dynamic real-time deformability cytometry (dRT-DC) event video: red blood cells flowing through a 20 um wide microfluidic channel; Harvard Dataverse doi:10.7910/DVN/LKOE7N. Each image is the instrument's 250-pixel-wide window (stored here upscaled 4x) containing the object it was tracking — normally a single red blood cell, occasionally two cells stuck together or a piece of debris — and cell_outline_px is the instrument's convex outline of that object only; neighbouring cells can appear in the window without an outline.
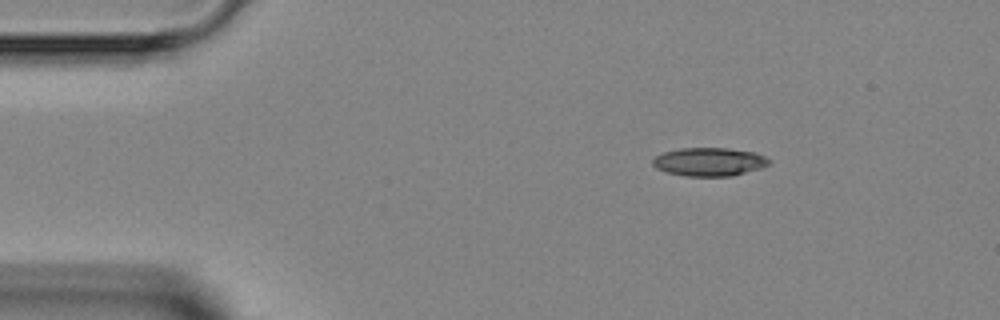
{"species": "Egyptian fruit bat (a non-hibernating species)", "species_latin": "Rousettus aegyptiacus", "temperature_condition": "room temperature", "stored_images_in_passage": 6, "camera_frame_rate_fps": 3000, "um_per_image_px": 0.085, "animal": {"sex": "female"}, "frame": {"image": 1, "passage_image": 1, "time_ms": 0.0, "image_size_px": [1000, 320], "cell_outline_px": [[772, 164], [760, 168], [732, 176], [684, 176], [668, 172], [656, 168], [652, 164], [652, 160], [656, 156], [664, 152], [680, 148], [728, 148], [756, 152], [772, 160]], "centroid_in_image_um": [60.32, 13.75], "position_along_channel_um": 24.7, "area_um2": 19.36}}
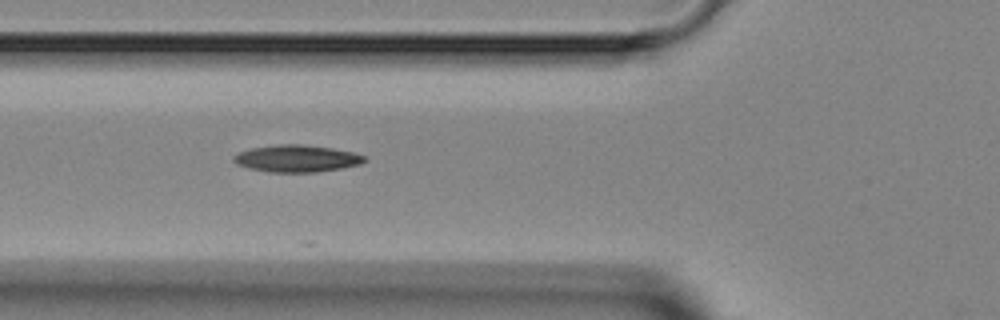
{"frame": {"image": 2, "passage_image": 4, "time_ms": 3.333, "image_size_px": [1000, 320], "cell_outline_px": [[368, 160], [360, 164], [340, 168], [316, 172], [268, 172], [248, 168], [236, 164], [232, 160], [232, 156], [240, 152], [252, 148], [276, 144], [304, 144], [332, 148], [352, 152], [364, 156]], "centroid_in_image_um": [25.19, 13.47], "position_along_channel_um": 100.6, "area_um2": 20.63}}
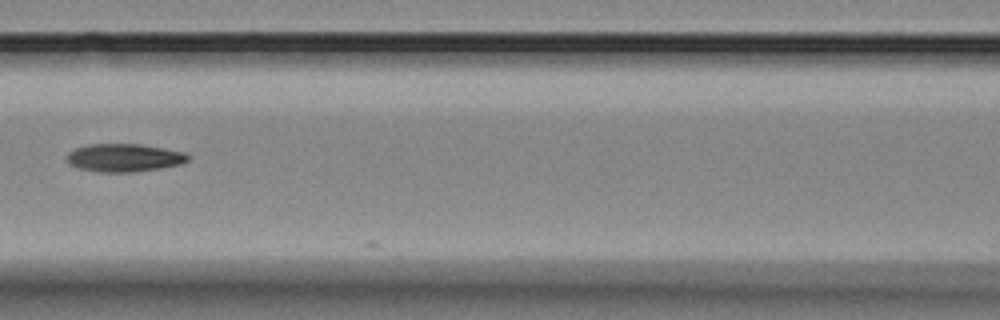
{"frame": {"image": 3, "passage_image": 5, "time_ms": 4.667, "image_size_px": [1000, 320], "cell_outline_px": [[192, 156], [188, 160], [180, 164], [160, 168], [136, 172], [96, 172], [80, 168], [68, 164], [68, 152], [76, 148], [88, 144], [140, 144], [184, 152]], "centroid_in_image_um": [10.56, 13.41], "position_along_channel_um": 156.0, "area_um2": 19.77}}